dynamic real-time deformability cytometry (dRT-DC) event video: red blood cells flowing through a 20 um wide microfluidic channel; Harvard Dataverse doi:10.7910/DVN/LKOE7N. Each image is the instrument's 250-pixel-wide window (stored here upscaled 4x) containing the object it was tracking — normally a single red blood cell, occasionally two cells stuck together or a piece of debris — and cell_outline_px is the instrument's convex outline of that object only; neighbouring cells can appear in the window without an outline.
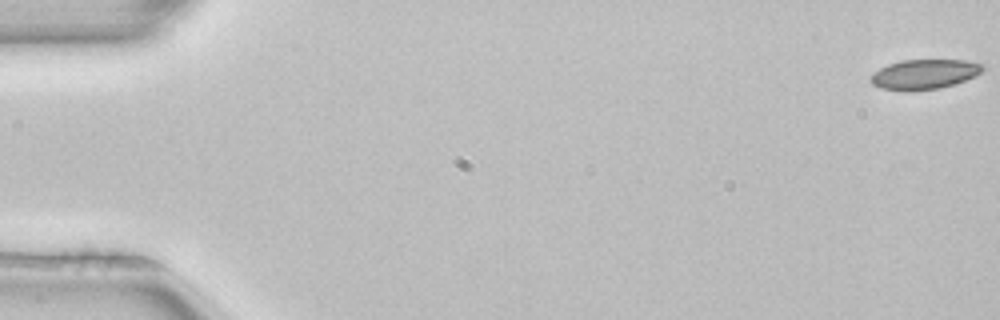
{"species": "common noctule bat (a hibernating species)", "species_latin": "Nyctalus noctula", "temperature_condition": "room temperature", "stored_images_in_passage": 4, "camera_frame_rate_fps": 3000, "um_per_image_px": 0.085, "animal": {"sex": "female", "body_mass_g": 22.7, "forearm_length_mm": 54.2}, "frame": {"image": 1, "passage_image": 1, "time_ms": 0.0, "image_size_px": [1000, 320], "cell_outline_px": [[984, 68], [976, 76], [940, 88], [908, 92], [904, 92], [880, 88], [872, 84], [868, 80], [868, 76], [872, 72], [888, 64], [900, 60], [964, 60], [984, 64]], "centroid_in_image_um": [78.49, 6.32], "position_along_channel_um": 6.5, "area_um2": 19.83}}
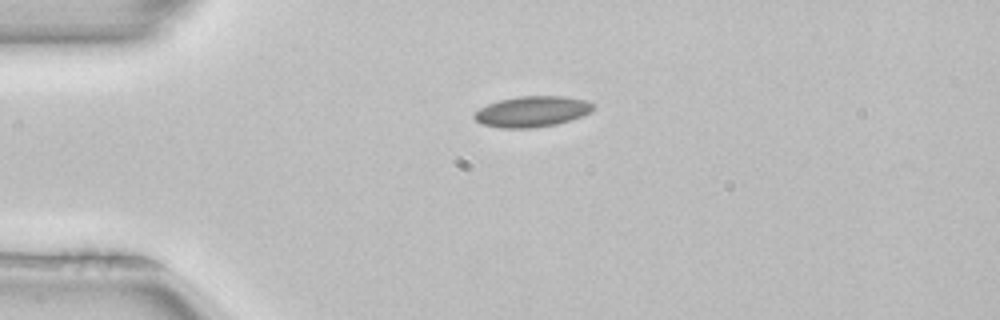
{"frame": {"image": 2, "passage_image": 4, "time_ms": 1.0, "image_size_px": [1000, 320], "cell_outline_px": [[592, 112], [556, 124], [532, 128], [504, 128], [480, 124], [472, 116], [480, 108], [488, 104], [500, 100], [520, 96], [564, 96], [584, 100], [592, 104]], "centroid_in_image_um": [45.19, 9.48], "position_along_channel_um": 39.8, "area_um2": 21.04}}